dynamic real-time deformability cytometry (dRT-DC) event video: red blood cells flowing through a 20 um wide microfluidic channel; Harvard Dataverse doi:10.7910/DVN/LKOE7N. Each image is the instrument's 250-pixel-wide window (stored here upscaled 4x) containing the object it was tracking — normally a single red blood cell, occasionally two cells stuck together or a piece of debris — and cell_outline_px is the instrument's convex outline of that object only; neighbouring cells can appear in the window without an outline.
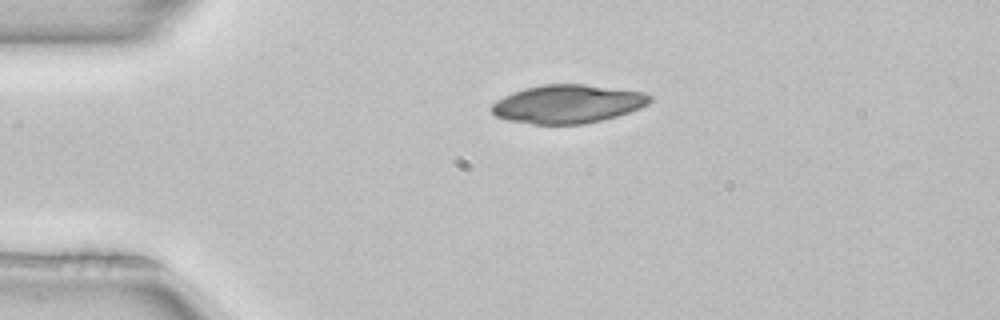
{"species": "common noctule bat (a hibernating species)", "species_latin": "Nyctalus noctula", "temperature_condition": "room temperature", "stored_images_in_passage": 41, "camera_frame_rate_fps": 3000, "um_per_image_px": 0.085, "animal": {"sex": "female", "body_mass_g": 22.7, "forearm_length_mm": 54.2}, "frame": {"image": 1, "passage_image": 1, "time_ms": 0.0, "image_size_px": [1000, 320], "cell_outline_px": [[652, 100], [648, 104], [640, 108], [616, 116], [584, 124], [532, 124], [508, 120], [496, 116], [492, 112], [492, 104], [496, 100], [512, 92], [524, 88], [544, 84], [584, 84], [644, 92], [652, 96]], "centroid_in_image_um": [48.25, 8.83], "position_along_channel_um": 36.7, "area_um2": 35.37}}